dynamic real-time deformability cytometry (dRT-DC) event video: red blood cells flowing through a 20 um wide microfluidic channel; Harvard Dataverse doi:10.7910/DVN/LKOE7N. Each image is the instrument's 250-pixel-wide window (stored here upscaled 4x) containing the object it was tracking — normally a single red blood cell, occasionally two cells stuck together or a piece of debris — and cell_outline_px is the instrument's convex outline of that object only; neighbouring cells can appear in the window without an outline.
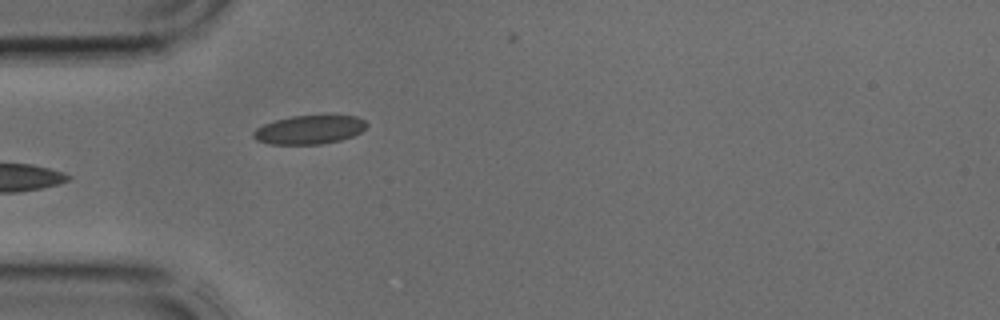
{"species": "common noctule bat (a hibernating species)", "species_latin": "Nyctalus noctula", "temperature_condition": "cold", "stored_images_in_passage": 3, "camera_frame_rate_fps": 3000, "um_per_image_px": 0.085, "animal": {"sex": "male", "body_mass_g": 17.9, "forearm_length_mm": 54.2}, "frame": {"image": 1, "passage_image": 3, "time_ms": 0.667, "image_size_px": [1000, 320], "cell_outline_px": [[368, 124], [360, 132], [352, 136], [340, 140], [320, 144], [268, 144], [256, 140], [252, 136], [252, 132], [256, 128], [264, 124], [276, 120], [292, 116], [356, 116], [364, 120]], "centroid_in_image_um": [26.26, 11.03], "position_along_channel_um": 58.7, "area_um2": 18.79}}